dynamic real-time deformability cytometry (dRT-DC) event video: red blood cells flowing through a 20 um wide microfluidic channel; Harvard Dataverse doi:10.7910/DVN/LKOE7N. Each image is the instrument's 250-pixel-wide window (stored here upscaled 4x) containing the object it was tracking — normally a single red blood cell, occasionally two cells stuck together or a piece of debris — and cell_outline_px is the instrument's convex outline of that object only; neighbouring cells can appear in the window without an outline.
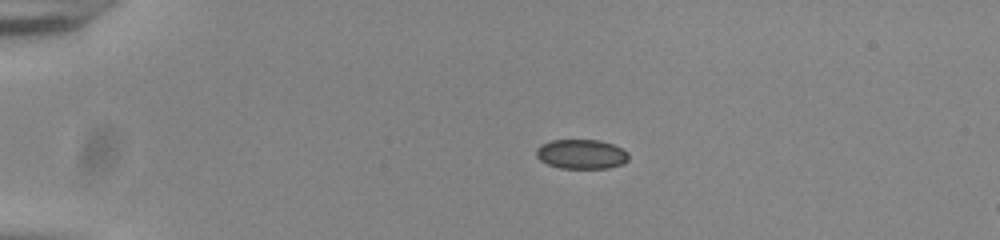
{"species": "common noctule bat (a hibernating species)", "species_latin": "Nyctalus noctula", "temperature_condition": "room temperature", "stored_images_in_passage": 16, "camera_frame_rate_fps": 3000, "um_per_image_px": 0.085, "animal": {"sex": "male", "body_mass_g": 20.0, "forearm_length_mm": 53.3}, "frame": {"image": 1, "passage_image": 10, "time_ms": 3.0, "image_size_px": [1000, 240], "cell_outline_px": [[628, 160], [624, 164], [608, 168], [560, 168], [548, 164], [540, 160], [536, 156], [536, 148], [540, 144], [552, 140], [600, 140], [612, 144], [628, 152]], "centroid_in_image_um": [49.41, 13.1], "position_along_channel_um": 35.6, "area_um2": 15.95}}